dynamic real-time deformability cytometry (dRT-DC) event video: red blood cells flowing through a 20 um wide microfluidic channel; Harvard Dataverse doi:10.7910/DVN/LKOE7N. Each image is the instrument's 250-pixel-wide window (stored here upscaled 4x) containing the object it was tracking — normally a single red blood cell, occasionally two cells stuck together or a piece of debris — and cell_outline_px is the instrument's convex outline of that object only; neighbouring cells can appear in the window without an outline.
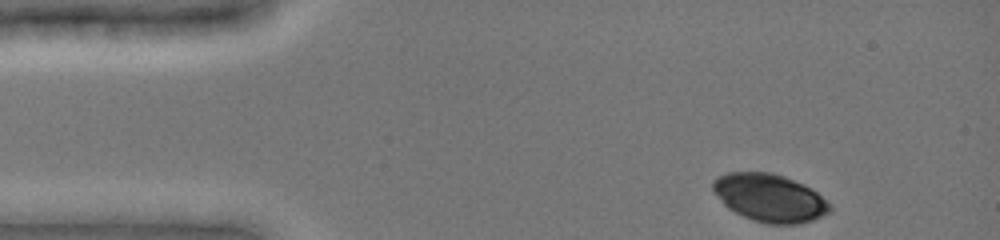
{"species": "common noctule bat (a hibernating species)", "species_latin": "Nyctalus noctula", "temperature_condition": "cold", "stored_images_in_passage": 25, "camera_frame_rate_fps": 3000, "um_per_image_px": 0.085, "animal": {"sex": "female", "body_mass_g": 19.0, "forearm_length_mm": 51.5}, "frame": {"image": 1, "passage_image": 1, "time_ms": 0.0, "image_size_px": [1000, 240], "cell_outline_px": [[832, 208], [828, 212], [812, 220], [800, 224], [764, 224], [752, 220], [728, 208], [724, 204], [712, 188], [712, 180], [716, 176], [728, 172], [772, 172], [784, 176], [804, 184], [812, 188], [832, 204]], "centroid_in_image_um": [65.43, 16.81], "position_along_channel_um": 19.6, "area_um2": 32.77}}
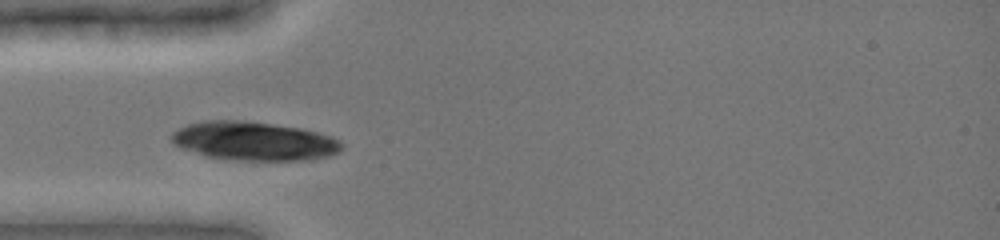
{"frame": {"image": 2, "passage_image": 12, "time_ms": 3.0, "image_size_px": [1000, 240], "cell_outline_px": [[344, 144], [336, 152], [328, 156], [312, 160], [236, 160], [204, 156], [180, 148], [172, 140], [172, 132], [188, 124], [204, 120], [244, 120], [300, 128], [332, 136], [340, 140]], "centroid_in_image_um": [21.58, 11.99], "position_along_channel_um": 63.4, "area_um2": 38.44}}